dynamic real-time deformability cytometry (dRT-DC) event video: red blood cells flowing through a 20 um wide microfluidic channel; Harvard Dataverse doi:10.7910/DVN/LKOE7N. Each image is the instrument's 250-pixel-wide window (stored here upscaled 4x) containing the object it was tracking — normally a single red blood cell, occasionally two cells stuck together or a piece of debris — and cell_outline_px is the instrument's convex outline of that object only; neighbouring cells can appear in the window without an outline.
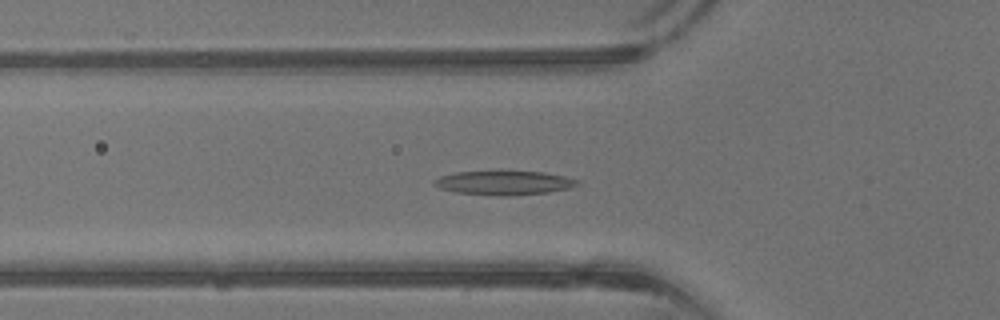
{"species": "common noctule bat (a hibernating species)", "species_latin": "Nyctalus noctula", "temperature_condition": "warm", "stored_images_in_passage": 42, "camera_frame_rate_fps": 3000, "um_per_image_px": 0.085, "animal": {"sex": "male", "body_mass_g": 13.3}, "frame": {"image": 1, "passage_image": 15, "time_ms": 4.667, "image_size_px": [1000, 320], "cell_outline_px": [[580, 184], [568, 188], [548, 192], [512, 196], [500, 196], [456, 192], [440, 188], [432, 184], [440, 176], [456, 172], [544, 172], [564, 176], [580, 180]], "centroid_in_image_um": [42.87, 15.55], "position_along_channel_um": 82.9, "area_um2": 19.83}}
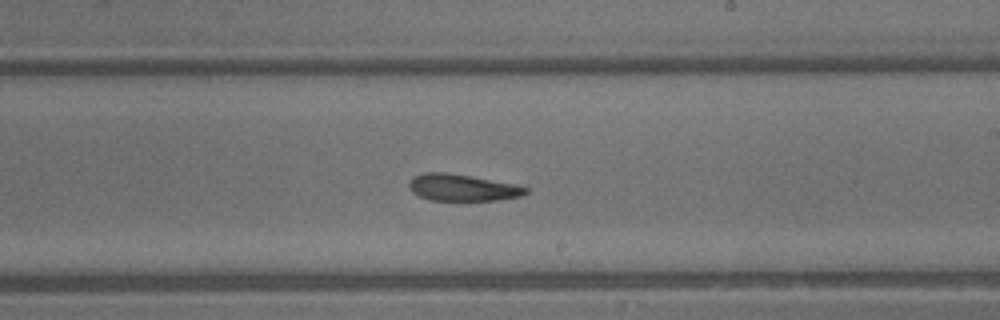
{"frame": {"image": 2, "passage_image": 25, "time_ms": 8.0, "image_size_px": [1000, 320], "cell_outline_px": [[528, 192], [520, 196], [496, 200], [428, 200], [412, 192], [408, 184], [412, 176], [424, 172], [444, 172], [516, 184], [528, 188]], "centroid_in_image_um": [39.26, 15.94], "position_along_channel_um": 249.7, "area_um2": 18.03}}
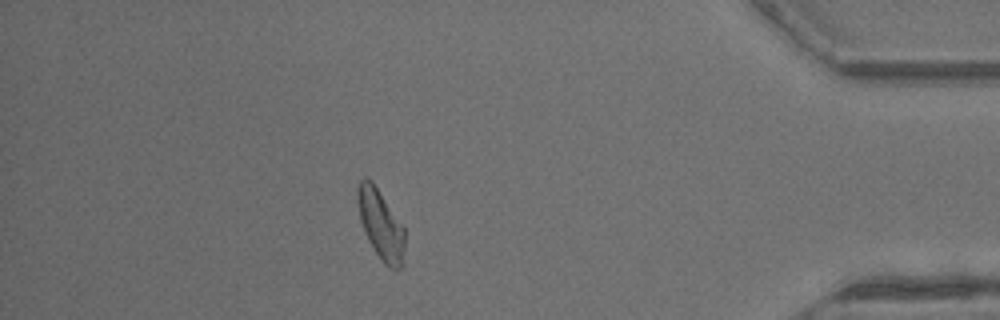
{"frame": {"image": 3, "passage_image": 37, "time_ms": 12.0, "image_size_px": [1000, 320], "cell_outline_px": [[404, 264], [400, 268], [388, 268], [380, 260], [368, 240], [364, 232], [360, 220], [356, 200], [356, 188], [360, 180], [364, 176], [372, 180], [404, 228]], "centroid_in_image_um": [32.33, 19.08], "position_along_channel_um": 402.9, "area_um2": 19.36}, "authors_computed_cell_mechanics": {"area_um2": 19.363, "velocity_mm_per_s": 4.9954, "shape_relaxation_time_tau1_ms": 5.579, "shape_relaxation_time_tau2_ms": 2.0204, "deformation_change_tau1": 0.1958, "deformation_change_tau2": 0.1107}}